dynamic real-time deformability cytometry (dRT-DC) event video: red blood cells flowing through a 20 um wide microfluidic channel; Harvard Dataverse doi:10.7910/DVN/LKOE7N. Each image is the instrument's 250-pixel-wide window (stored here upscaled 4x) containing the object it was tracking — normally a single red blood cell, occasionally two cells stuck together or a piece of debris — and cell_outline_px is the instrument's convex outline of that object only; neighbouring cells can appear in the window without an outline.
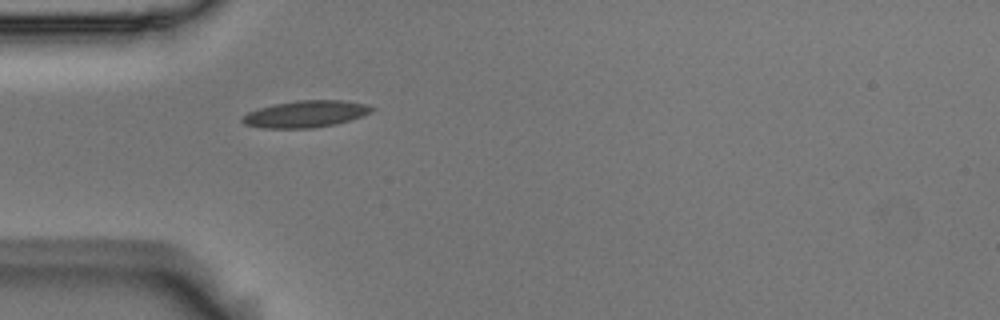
{"species": "Egyptian fruit bat (a non-hibernating species)", "species_latin": "Rousettus aegyptiacus", "temperature_condition": "room temperature", "stored_images_in_passage": 7, "camera_frame_rate_fps": 3000, "um_per_image_px": 0.085, "animal": {"sex": "male"}, "frame": {"image": 1, "passage_image": 1, "time_ms": 0.0, "image_size_px": [1000, 320], "cell_outline_px": [[376, 108], [360, 116], [336, 124], [312, 128], [260, 128], [244, 124], [240, 120], [248, 112], [260, 108], [276, 104], [296, 100], [344, 100], [364, 104]], "centroid_in_image_um": [25.94, 9.69], "position_along_channel_um": 59.1, "area_um2": 19.94}}